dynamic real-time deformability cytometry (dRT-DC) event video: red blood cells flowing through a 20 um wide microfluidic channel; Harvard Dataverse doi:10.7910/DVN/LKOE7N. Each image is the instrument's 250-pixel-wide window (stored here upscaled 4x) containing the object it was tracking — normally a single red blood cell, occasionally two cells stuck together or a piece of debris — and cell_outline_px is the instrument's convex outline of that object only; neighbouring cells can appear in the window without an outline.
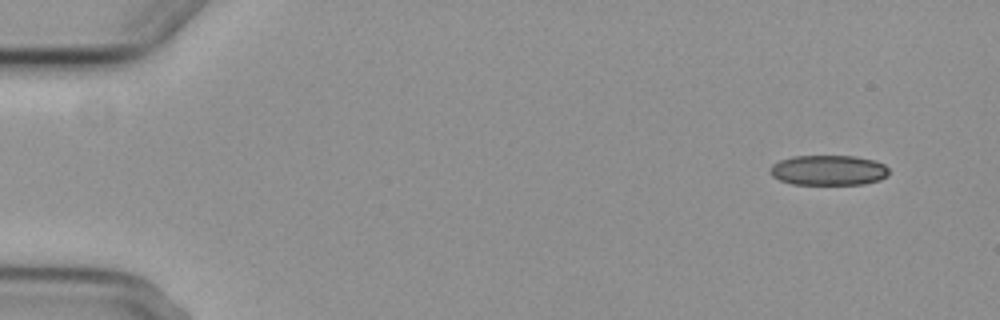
{"species": "common noctule bat (a hibernating species)", "species_latin": "Nyctalus noctula", "temperature_condition": "cold", "stored_images_in_passage": 5, "segment_of_instrument_passage": [2, 2], "camera_frame_rate_fps": 3000, "um_per_image_px": 0.085, "animal": {"sex": "female", "body_mass_g": 29.2, "forearm_length_mm": 56.3}, "frame": {"image": 1, "passage_image": 5, "time_ms": 4.667, "image_size_px": [1000, 320], "cell_outline_px": [[888, 176], [880, 180], [864, 184], [792, 184], [780, 180], [772, 176], [768, 172], [772, 164], [780, 160], [792, 156], [856, 156], [876, 160], [884, 164], [888, 168]], "centroid_in_image_um": [70.43, 14.46], "position_along_channel_um": 14.6, "area_um2": 21.1}}